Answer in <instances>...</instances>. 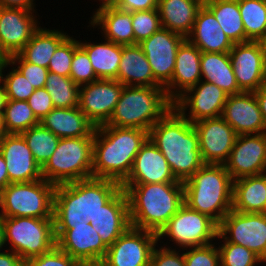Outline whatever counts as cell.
<instances>
[{"label":"cell","instance_id":"6da1fadb","mask_svg":"<svg viewBox=\"0 0 266 266\" xmlns=\"http://www.w3.org/2000/svg\"><path fill=\"white\" fill-rule=\"evenodd\" d=\"M148 138L162 152L180 182L188 180L205 164L193 123L174 107L153 125Z\"/></svg>","mask_w":266,"mask_h":266},{"label":"cell","instance_id":"7a4b0ae2","mask_svg":"<svg viewBox=\"0 0 266 266\" xmlns=\"http://www.w3.org/2000/svg\"><path fill=\"white\" fill-rule=\"evenodd\" d=\"M148 139V131L138 128L101 125L95 127L92 177L122 184L129 176L135 156Z\"/></svg>","mask_w":266,"mask_h":266},{"label":"cell","instance_id":"3957f363","mask_svg":"<svg viewBox=\"0 0 266 266\" xmlns=\"http://www.w3.org/2000/svg\"><path fill=\"white\" fill-rule=\"evenodd\" d=\"M131 226L158 234L184 204L183 183L121 184Z\"/></svg>","mask_w":266,"mask_h":266},{"label":"cell","instance_id":"277c9868","mask_svg":"<svg viewBox=\"0 0 266 266\" xmlns=\"http://www.w3.org/2000/svg\"><path fill=\"white\" fill-rule=\"evenodd\" d=\"M120 189L121 184L116 181L94 177L56 185L54 224H78L93 219Z\"/></svg>","mask_w":266,"mask_h":266},{"label":"cell","instance_id":"5b68a950","mask_svg":"<svg viewBox=\"0 0 266 266\" xmlns=\"http://www.w3.org/2000/svg\"><path fill=\"white\" fill-rule=\"evenodd\" d=\"M233 179L223 164H204L184 185V203L218 225L232 210Z\"/></svg>","mask_w":266,"mask_h":266},{"label":"cell","instance_id":"8992f818","mask_svg":"<svg viewBox=\"0 0 266 266\" xmlns=\"http://www.w3.org/2000/svg\"><path fill=\"white\" fill-rule=\"evenodd\" d=\"M172 107L173 102L162 86H124L105 125L138 128L149 132Z\"/></svg>","mask_w":266,"mask_h":266},{"label":"cell","instance_id":"52a82bcc","mask_svg":"<svg viewBox=\"0 0 266 266\" xmlns=\"http://www.w3.org/2000/svg\"><path fill=\"white\" fill-rule=\"evenodd\" d=\"M94 137L60 138L55 152L41 167L43 179L60 185L92 177Z\"/></svg>","mask_w":266,"mask_h":266},{"label":"cell","instance_id":"ba28073f","mask_svg":"<svg viewBox=\"0 0 266 266\" xmlns=\"http://www.w3.org/2000/svg\"><path fill=\"white\" fill-rule=\"evenodd\" d=\"M55 189L56 185L45 179L10 183L0 193V218L53 219Z\"/></svg>","mask_w":266,"mask_h":266},{"label":"cell","instance_id":"9c48e42d","mask_svg":"<svg viewBox=\"0 0 266 266\" xmlns=\"http://www.w3.org/2000/svg\"><path fill=\"white\" fill-rule=\"evenodd\" d=\"M4 241L24 261L49 252L56 246L53 219L31 217L1 218Z\"/></svg>","mask_w":266,"mask_h":266},{"label":"cell","instance_id":"30bf717a","mask_svg":"<svg viewBox=\"0 0 266 266\" xmlns=\"http://www.w3.org/2000/svg\"><path fill=\"white\" fill-rule=\"evenodd\" d=\"M54 231L56 246L82 266H99L106 256L108 248L89 221L54 224Z\"/></svg>","mask_w":266,"mask_h":266},{"label":"cell","instance_id":"8fae6325","mask_svg":"<svg viewBox=\"0 0 266 266\" xmlns=\"http://www.w3.org/2000/svg\"><path fill=\"white\" fill-rule=\"evenodd\" d=\"M219 225L205 214L191 209L185 203L157 234L158 240L170 237L185 249L208 245L217 238Z\"/></svg>","mask_w":266,"mask_h":266},{"label":"cell","instance_id":"7c38bea8","mask_svg":"<svg viewBox=\"0 0 266 266\" xmlns=\"http://www.w3.org/2000/svg\"><path fill=\"white\" fill-rule=\"evenodd\" d=\"M218 232L228 242L247 247L266 260V213L231 210L219 224Z\"/></svg>","mask_w":266,"mask_h":266},{"label":"cell","instance_id":"4fadbf2b","mask_svg":"<svg viewBox=\"0 0 266 266\" xmlns=\"http://www.w3.org/2000/svg\"><path fill=\"white\" fill-rule=\"evenodd\" d=\"M157 234L130 226L110 247L99 266H150Z\"/></svg>","mask_w":266,"mask_h":266},{"label":"cell","instance_id":"5bb4252c","mask_svg":"<svg viewBox=\"0 0 266 266\" xmlns=\"http://www.w3.org/2000/svg\"><path fill=\"white\" fill-rule=\"evenodd\" d=\"M185 39L183 35L162 27L139 43L150 64L154 79L163 88L171 82L176 54Z\"/></svg>","mask_w":266,"mask_h":266},{"label":"cell","instance_id":"9a60e30c","mask_svg":"<svg viewBox=\"0 0 266 266\" xmlns=\"http://www.w3.org/2000/svg\"><path fill=\"white\" fill-rule=\"evenodd\" d=\"M124 85L117 80L98 79L80 86L79 109L95 126L106 124L120 99Z\"/></svg>","mask_w":266,"mask_h":266},{"label":"cell","instance_id":"2e32d148","mask_svg":"<svg viewBox=\"0 0 266 266\" xmlns=\"http://www.w3.org/2000/svg\"><path fill=\"white\" fill-rule=\"evenodd\" d=\"M224 167L233 180L266 172V132L237 135Z\"/></svg>","mask_w":266,"mask_h":266},{"label":"cell","instance_id":"e0dca14e","mask_svg":"<svg viewBox=\"0 0 266 266\" xmlns=\"http://www.w3.org/2000/svg\"><path fill=\"white\" fill-rule=\"evenodd\" d=\"M227 98L228 94L217 85L201 80L179 96L173 107L188 121L195 123L221 117ZM187 108L190 110L189 117L185 114Z\"/></svg>","mask_w":266,"mask_h":266},{"label":"cell","instance_id":"ac0fdd59","mask_svg":"<svg viewBox=\"0 0 266 266\" xmlns=\"http://www.w3.org/2000/svg\"><path fill=\"white\" fill-rule=\"evenodd\" d=\"M198 134L199 148L205 164H224L234 146L237 134L222 117L193 123Z\"/></svg>","mask_w":266,"mask_h":266},{"label":"cell","instance_id":"d6986e66","mask_svg":"<svg viewBox=\"0 0 266 266\" xmlns=\"http://www.w3.org/2000/svg\"><path fill=\"white\" fill-rule=\"evenodd\" d=\"M237 85L243 92H255L263 85L266 59L260 41L233 44L229 52Z\"/></svg>","mask_w":266,"mask_h":266},{"label":"cell","instance_id":"ffe728a7","mask_svg":"<svg viewBox=\"0 0 266 266\" xmlns=\"http://www.w3.org/2000/svg\"><path fill=\"white\" fill-rule=\"evenodd\" d=\"M3 155L10 183H26L43 179L41 167L21 134H5L1 138Z\"/></svg>","mask_w":266,"mask_h":266},{"label":"cell","instance_id":"44dd1931","mask_svg":"<svg viewBox=\"0 0 266 266\" xmlns=\"http://www.w3.org/2000/svg\"><path fill=\"white\" fill-rule=\"evenodd\" d=\"M32 10L0 7V51L17 54L39 28Z\"/></svg>","mask_w":266,"mask_h":266},{"label":"cell","instance_id":"7402d4cb","mask_svg":"<svg viewBox=\"0 0 266 266\" xmlns=\"http://www.w3.org/2000/svg\"><path fill=\"white\" fill-rule=\"evenodd\" d=\"M221 117L237 135L266 132V125L255 92L228 95Z\"/></svg>","mask_w":266,"mask_h":266},{"label":"cell","instance_id":"603a6c76","mask_svg":"<svg viewBox=\"0 0 266 266\" xmlns=\"http://www.w3.org/2000/svg\"><path fill=\"white\" fill-rule=\"evenodd\" d=\"M183 183L171 171L162 152L148 138L135 156L128 178L122 184Z\"/></svg>","mask_w":266,"mask_h":266},{"label":"cell","instance_id":"cb8c5ba5","mask_svg":"<svg viewBox=\"0 0 266 266\" xmlns=\"http://www.w3.org/2000/svg\"><path fill=\"white\" fill-rule=\"evenodd\" d=\"M89 222L110 247L131 226L125 191L121 188Z\"/></svg>","mask_w":266,"mask_h":266},{"label":"cell","instance_id":"d4e9b609","mask_svg":"<svg viewBox=\"0 0 266 266\" xmlns=\"http://www.w3.org/2000/svg\"><path fill=\"white\" fill-rule=\"evenodd\" d=\"M200 59L201 51L185 39L176 54L171 82L164 88L172 102L201 81Z\"/></svg>","mask_w":266,"mask_h":266},{"label":"cell","instance_id":"484cf974","mask_svg":"<svg viewBox=\"0 0 266 266\" xmlns=\"http://www.w3.org/2000/svg\"><path fill=\"white\" fill-rule=\"evenodd\" d=\"M186 39L201 52L227 53L233 47L214 14L205 5L199 9L193 29Z\"/></svg>","mask_w":266,"mask_h":266},{"label":"cell","instance_id":"4316f807","mask_svg":"<svg viewBox=\"0 0 266 266\" xmlns=\"http://www.w3.org/2000/svg\"><path fill=\"white\" fill-rule=\"evenodd\" d=\"M91 25L100 26L105 35V40L120 45H134L135 37L132 27V12L116 8L112 4H100Z\"/></svg>","mask_w":266,"mask_h":266},{"label":"cell","instance_id":"83f0119b","mask_svg":"<svg viewBox=\"0 0 266 266\" xmlns=\"http://www.w3.org/2000/svg\"><path fill=\"white\" fill-rule=\"evenodd\" d=\"M40 123L59 138L94 137L95 126L79 107L53 108Z\"/></svg>","mask_w":266,"mask_h":266},{"label":"cell","instance_id":"f1b7e54d","mask_svg":"<svg viewBox=\"0 0 266 266\" xmlns=\"http://www.w3.org/2000/svg\"><path fill=\"white\" fill-rule=\"evenodd\" d=\"M116 80L124 86H161L154 79L150 64L139 44L122 45Z\"/></svg>","mask_w":266,"mask_h":266},{"label":"cell","instance_id":"f546056e","mask_svg":"<svg viewBox=\"0 0 266 266\" xmlns=\"http://www.w3.org/2000/svg\"><path fill=\"white\" fill-rule=\"evenodd\" d=\"M232 210L266 213V174L241 177L233 181Z\"/></svg>","mask_w":266,"mask_h":266},{"label":"cell","instance_id":"4dcf8cb0","mask_svg":"<svg viewBox=\"0 0 266 266\" xmlns=\"http://www.w3.org/2000/svg\"><path fill=\"white\" fill-rule=\"evenodd\" d=\"M201 7L194 0H159L157 9L163 28L187 38Z\"/></svg>","mask_w":266,"mask_h":266},{"label":"cell","instance_id":"1f68e13d","mask_svg":"<svg viewBox=\"0 0 266 266\" xmlns=\"http://www.w3.org/2000/svg\"><path fill=\"white\" fill-rule=\"evenodd\" d=\"M200 68L204 81L217 85L228 95L242 92L237 85L229 52H201Z\"/></svg>","mask_w":266,"mask_h":266},{"label":"cell","instance_id":"d6a6232c","mask_svg":"<svg viewBox=\"0 0 266 266\" xmlns=\"http://www.w3.org/2000/svg\"><path fill=\"white\" fill-rule=\"evenodd\" d=\"M68 37L58 30L39 27L27 44L17 53L24 61L48 68L57 47Z\"/></svg>","mask_w":266,"mask_h":266},{"label":"cell","instance_id":"836d02e7","mask_svg":"<svg viewBox=\"0 0 266 266\" xmlns=\"http://www.w3.org/2000/svg\"><path fill=\"white\" fill-rule=\"evenodd\" d=\"M79 45L87 52L98 79L116 80L122 45L109 40L98 44L79 42Z\"/></svg>","mask_w":266,"mask_h":266},{"label":"cell","instance_id":"e575fe53","mask_svg":"<svg viewBox=\"0 0 266 266\" xmlns=\"http://www.w3.org/2000/svg\"><path fill=\"white\" fill-rule=\"evenodd\" d=\"M205 6L214 14L233 44L250 41L245 34L238 0H210Z\"/></svg>","mask_w":266,"mask_h":266},{"label":"cell","instance_id":"d590c367","mask_svg":"<svg viewBox=\"0 0 266 266\" xmlns=\"http://www.w3.org/2000/svg\"><path fill=\"white\" fill-rule=\"evenodd\" d=\"M246 37L261 41L266 36V0H238Z\"/></svg>","mask_w":266,"mask_h":266},{"label":"cell","instance_id":"8d00e7d4","mask_svg":"<svg viewBox=\"0 0 266 266\" xmlns=\"http://www.w3.org/2000/svg\"><path fill=\"white\" fill-rule=\"evenodd\" d=\"M31 150L35 161L42 167L55 152L59 137L41 123L21 133Z\"/></svg>","mask_w":266,"mask_h":266},{"label":"cell","instance_id":"74e56055","mask_svg":"<svg viewBox=\"0 0 266 266\" xmlns=\"http://www.w3.org/2000/svg\"><path fill=\"white\" fill-rule=\"evenodd\" d=\"M44 87L55 108L78 107L80 87L70 77L48 72Z\"/></svg>","mask_w":266,"mask_h":266},{"label":"cell","instance_id":"f35d334b","mask_svg":"<svg viewBox=\"0 0 266 266\" xmlns=\"http://www.w3.org/2000/svg\"><path fill=\"white\" fill-rule=\"evenodd\" d=\"M39 123L27 101L7 99L3 113V125L7 134H21Z\"/></svg>","mask_w":266,"mask_h":266},{"label":"cell","instance_id":"ab89813d","mask_svg":"<svg viewBox=\"0 0 266 266\" xmlns=\"http://www.w3.org/2000/svg\"><path fill=\"white\" fill-rule=\"evenodd\" d=\"M217 237L225 241L218 247L221 266H254L258 262H264L247 247L228 242L219 232Z\"/></svg>","mask_w":266,"mask_h":266},{"label":"cell","instance_id":"60d3db41","mask_svg":"<svg viewBox=\"0 0 266 266\" xmlns=\"http://www.w3.org/2000/svg\"><path fill=\"white\" fill-rule=\"evenodd\" d=\"M132 27L135 44L141 43L162 28L158 9L132 12Z\"/></svg>","mask_w":266,"mask_h":266},{"label":"cell","instance_id":"b9f144b4","mask_svg":"<svg viewBox=\"0 0 266 266\" xmlns=\"http://www.w3.org/2000/svg\"><path fill=\"white\" fill-rule=\"evenodd\" d=\"M70 78L80 87L98 80L87 52L74 39V55L71 62Z\"/></svg>","mask_w":266,"mask_h":266},{"label":"cell","instance_id":"7bdbcfd3","mask_svg":"<svg viewBox=\"0 0 266 266\" xmlns=\"http://www.w3.org/2000/svg\"><path fill=\"white\" fill-rule=\"evenodd\" d=\"M14 68L6 77H3L1 72V82L5 87L7 99L27 101L35 88L17 68Z\"/></svg>","mask_w":266,"mask_h":266},{"label":"cell","instance_id":"ee69618b","mask_svg":"<svg viewBox=\"0 0 266 266\" xmlns=\"http://www.w3.org/2000/svg\"><path fill=\"white\" fill-rule=\"evenodd\" d=\"M74 55V39L68 36L55 50L50 58L48 71L70 77L71 62Z\"/></svg>","mask_w":266,"mask_h":266},{"label":"cell","instance_id":"f6af8a7d","mask_svg":"<svg viewBox=\"0 0 266 266\" xmlns=\"http://www.w3.org/2000/svg\"><path fill=\"white\" fill-rule=\"evenodd\" d=\"M184 257L185 266H221L219 249L212 243L192 247L184 253Z\"/></svg>","mask_w":266,"mask_h":266},{"label":"cell","instance_id":"bcb514c9","mask_svg":"<svg viewBox=\"0 0 266 266\" xmlns=\"http://www.w3.org/2000/svg\"><path fill=\"white\" fill-rule=\"evenodd\" d=\"M11 65L18 62L17 69L26 77V79L33 85L35 89L43 88L45 86L48 68L41 67L24 61L18 54L11 55L7 58Z\"/></svg>","mask_w":266,"mask_h":266},{"label":"cell","instance_id":"7dc6e473","mask_svg":"<svg viewBox=\"0 0 266 266\" xmlns=\"http://www.w3.org/2000/svg\"><path fill=\"white\" fill-rule=\"evenodd\" d=\"M24 264L26 266H82L57 246L45 254L25 260Z\"/></svg>","mask_w":266,"mask_h":266},{"label":"cell","instance_id":"c3c4849f","mask_svg":"<svg viewBox=\"0 0 266 266\" xmlns=\"http://www.w3.org/2000/svg\"><path fill=\"white\" fill-rule=\"evenodd\" d=\"M33 114L40 121L44 118L54 107L52 99L48 91L43 88L35 89L27 100Z\"/></svg>","mask_w":266,"mask_h":266},{"label":"cell","instance_id":"681fc988","mask_svg":"<svg viewBox=\"0 0 266 266\" xmlns=\"http://www.w3.org/2000/svg\"><path fill=\"white\" fill-rule=\"evenodd\" d=\"M150 266H185L184 253L180 255L176 250L165 246L159 250L154 247Z\"/></svg>","mask_w":266,"mask_h":266},{"label":"cell","instance_id":"f907efd6","mask_svg":"<svg viewBox=\"0 0 266 266\" xmlns=\"http://www.w3.org/2000/svg\"><path fill=\"white\" fill-rule=\"evenodd\" d=\"M159 0H113L111 4L118 9L134 12L157 9Z\"/></svg>","mask_w":266,"mask_h":266},{"label":"cell","instance_id":"816d5d0a","mask_svg":"<svg viewBox=\"0 0 266 266\" xmlns=\"http://www.w3.org/2000/svg\"><path fill=\"white\" fill-rule=\"evenodd\" d=\"M24 260L15 252H0V266H22Z\"/></svg>","mask_w":266,"mask_h":266},{"label":"cell","instance_id":"f5cc1de1","mask_svg":"<svg viewBox=\"0 0 266 266\" xmlns=\"http://www.w3.org/2000/svg\"><path fill=\"white\" fill-rule=\"evenodd\" d=\"M0 7L35 11L33 0H0Z\"/></svg>","mask_w":266,"mask_h":266},{"label":"cell","instance_id":"db71d44e","mask_svg":"<svg viewBox=\"0 0 266 266\" xmlns=\"http://www.w3.org/2000/svg\"><path fill=\"white\" fill-rule=\"evenodd\" d=\"M10 184L8 170L3 155L0 153V193Z\"/></svg>","mask_w":266,"mask_h":266},{"label":"cell","instance_id":"11a10c76","mask_svg":"<svg viewBox=\"0 0 266 266\" xmlns=\"http://www.w3.org/2000/svg\"><path fill=\"white\" fill-rule=\"evenodd\" d=\"M255 95L266 125V87L261 86L257 91H255Z\"/></svg>","mask_w":266,"mask_h":266},{"label":"cell","instance_id":"9f6ffc18","mask_svg":"<svg viewBox=\"0 0 266 266\" xmlns=\"http://www.w3.org/2000/svg\"><path fill=\"white\" fill-rule=\"evenodd\" d=\"M6 102H7V95H6L5 87L3 84L1 85V81H0V113H4Z\"/></svg>","mask_w":266,"mask_h":266},{"label":"cell","instance_id":"6f0895ef","mask_svg":"<svg viewBox=\"0 0 266 266\" xmlns=\"http://www.w3.org/2000/svg\"><path fill=\"white\" fill-rule=\"evenodd\" d=\"M4 245H5L4 228H3L2 220L0 218V251H1V248H3Z\"/></svg>","mask_w":266,"mask_h":266},{"label":"cell","instance_id":"680465c9","mask_svg":"<svg viewBox=\"0 0 266 266\" xmlns=\"http://www.w3.org/2000/svg\"><path fill=\"white\" fill-rule=\"evenodd\" d=\"M5 134L6 132L3 125V113H0V135L3 136Z\"/></svg>","mask_w":266,"mask_h":266},{"label":"cell","instance_id":"91938a15","mask_svg":"<svg viewBox=\"0 0 266 266\" xmlns=\"http://www.w3.org/2000/svg\"><path fill=\"white\" fill-rule=\"evenodd\" d=\"M7 65H10V62L6 59L4 63H0V81H1V72H3V69L7 67Z\"/></svg>","mask_w":266,"mask_h":266},{"label":"cell","instance_id":"94428289","mask_svg":"<svg viewBox=\"0 0 266 266\" xmlns=\"http://www.w3.org/2000/svg\"><path fill=\"white\" fill-rule=\"evenodd\" d=\"M264 50V56L266 59V36L260 41Z\"/></svg>","mask_w":266,"mask_h":266},{"label":"cell","instance_id":"6125c7cd","mask_svg":"<svg viewBox=\"0 0 266 266\" xmlns=\"http://www.w3.org/2000/svg\"><path fill=\"white\" fill-rule=\"evenodd\" d=\"M7 57L0 51V63H4Z\"/></svg>","mask_w":266,"mask_h":266},{"label":"cell","instance_id":"be15d7a7","mask_svg":"<svg viewBox=\"0 0 266 266\" xmlns=\"http://www.w3.org/2000/svg\"><path fill=\"white\" fill-rule=\"evenodd\" d=\"M194 1L200 3L203 6L207 4L210 0H194Z\"/></svg>","mask_w":266,"mask_h":266},{"label":"cell","instance_id":"e7e4bbea","mask_svg":"<svg viewBox=\"0 0 266 266\" xmlns=\"http://www.w3.org/2000/svg\"><path fill=\"white\" fill-rule=\"evenodd\" d=\"M263 87H266V64H265V70H264V79H263Z\"/></svg>","mask_w":266,"mask_h":266},{"label":"cell","instance_id":"03108f58","mask_svg":"<svg viewBox=\"0 0 266 266\" xmlns=\"http://www.w3.org/2000/svg\"><path fill=\"white\" fill-rule=\"evenodd\" d=\"M102 4H111L113 0H101Z\"/></svg>","mask_w":266,"mask_h":266}]
</instances>
